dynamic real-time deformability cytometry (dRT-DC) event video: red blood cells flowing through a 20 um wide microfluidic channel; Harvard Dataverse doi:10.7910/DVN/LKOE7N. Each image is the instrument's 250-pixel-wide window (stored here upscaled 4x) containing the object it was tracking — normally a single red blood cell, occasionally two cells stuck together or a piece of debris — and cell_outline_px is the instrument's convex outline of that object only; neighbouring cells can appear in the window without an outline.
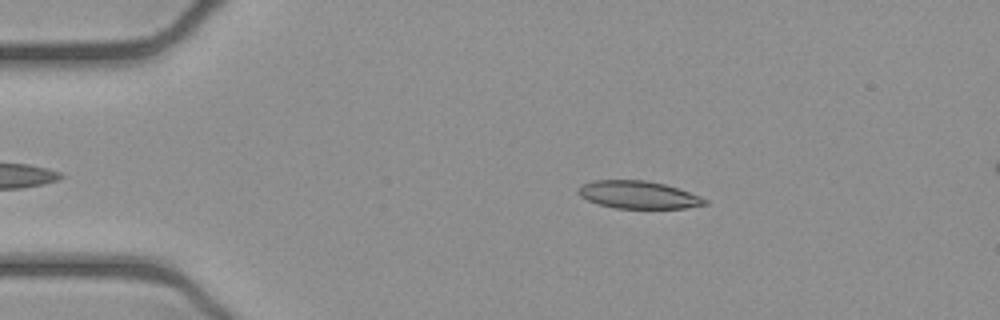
{"species": "common noctule bat (a hibernating species)", "species_latin": "Nyctalus noctula", "temperature_condition": "cold", "stored_images_in_passage": 44, "camera_frame_rate_fps": 3000, "um_per_image_px": 0.085, "animal": {"sex": "female", "body_mass_g": 21.9}, "frame": {"image": 1, "passage_image": 9, "time_ms": 2.667, "image_size_px": [1000, 320], "cell_outline_px": [[708, 204], [684, 208], [616, 208], [600, 204], [588, 200], [580, 196], [576, 192], [584, 184], [592, 180], [644, 180], [664, 184], [700, 196], [708, 200]], "centroid_in_image_um": [54.26, 16.56], "position_along_channel_um": 30.7, "area_um2": 20.11}}
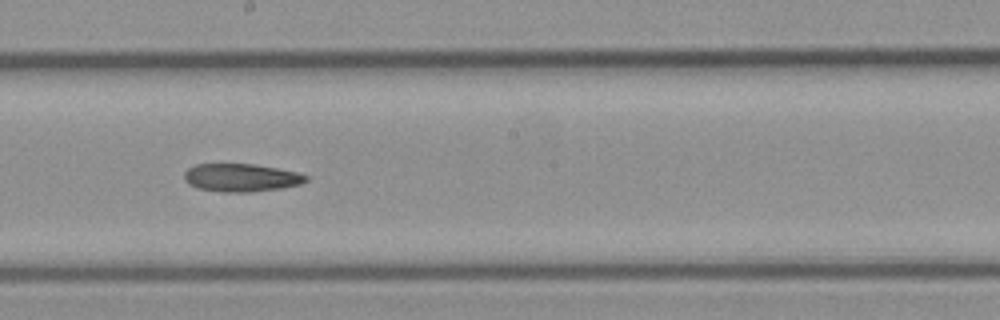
{"frame": {"image": 2, "passage_image": 28, "time_ms": 9.0, "image_size_px": [1000, 320], "cell_outline_px": [[308, 180], [300, 184], [280, 188], [252, 192], [224, 192], [196, 188], [188, 184], [184, 180], [184, 172], [188, 168], [196, 164], [252, 164], [276, 168], [296, 172], [308, 176]], "centroid_in_image_um": [20.46, 15.1], "position_along_channel_um": 227.7, "area_um2": 19.83}}
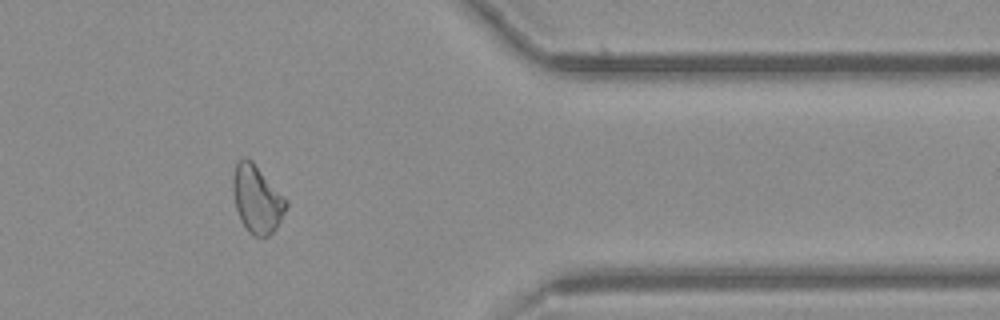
{"frame": {"image": 3, "passage_image": 42, "time_ms": 13.667, "image_size_px": [1000, 320], "cell_outline_px": [[288, 204], [276, 228], [268, 236], [252, 236], [248, 232], [240, 220], [236, 208], [232, 192], [232, 180], [236, 164], [244, 156], [252, 160], [288, 200]], "centroid_in_image_um": [21.83, 16.92], "position_along_channel_um": 389.6, "area_um2": 21.04}, "authors_computed_cell_mechanics": {"area_um2": 20.5479, "velocity_mm_per_s": 3.9113, "shape_relaxation_time_tau1_ms": null, "shape_relaxation_time_tau2_ms": 8.1139, "deformation_change_tau1": null, "deformation_change_tau2": 0.1928}}